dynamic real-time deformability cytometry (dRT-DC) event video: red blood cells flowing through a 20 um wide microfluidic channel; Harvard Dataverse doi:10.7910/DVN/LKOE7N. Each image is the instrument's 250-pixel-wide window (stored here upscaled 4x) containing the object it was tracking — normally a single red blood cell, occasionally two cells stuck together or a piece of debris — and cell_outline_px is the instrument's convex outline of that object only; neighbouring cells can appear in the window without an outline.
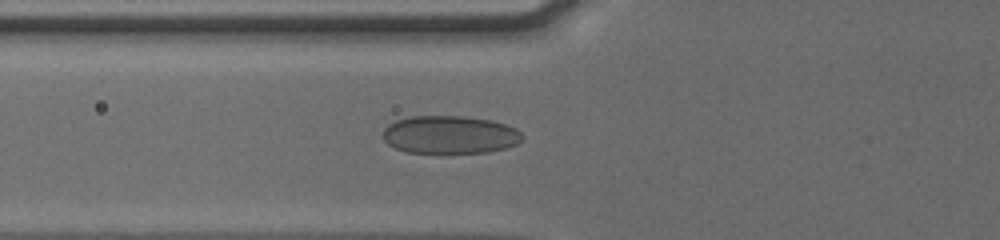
{"species": "human", "species_latin": "Homo sapiens", "temperature_condition": "cold", "stored_images_in_passage": 21, "camera_frame_rate_fps": 3000, "um_per_image_px": 0.085, "donor": {"sex": "male"}, "frame": {"image": 1, "passage_image": 21, "time_ms": 7.333, "image_size_px": [1000, 240], "cell_outline_px": [[524, 140], [516, 144], [504, 148], [488, 152], [408, 152], [396, 148], [388, 144], [384, 140], [384, 128], [388, 124], [396, 120], [412, 116], [464, 116], [492, 120], [516, 128], [524, 136]], "centroid_in_image_um": [38.26, 11.44], "position_along_channel_um": 87.5, "area_um2": 30.69}}